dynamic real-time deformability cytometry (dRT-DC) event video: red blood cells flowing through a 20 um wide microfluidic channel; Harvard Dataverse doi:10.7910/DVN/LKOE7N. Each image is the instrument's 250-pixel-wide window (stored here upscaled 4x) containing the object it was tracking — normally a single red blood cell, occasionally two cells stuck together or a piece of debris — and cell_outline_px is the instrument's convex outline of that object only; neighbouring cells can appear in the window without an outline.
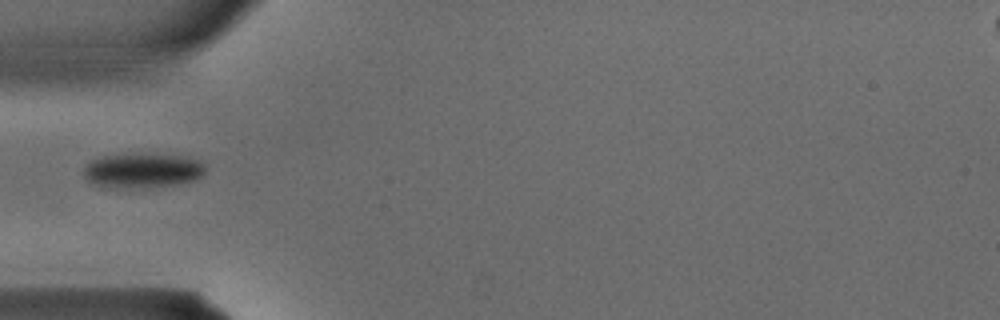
{"species": "common noctule bat (a hibernating species)", "species_latin": "Nyctalus noctula", "temperature_condition": "warm", "stored_images_in_passage": 25, "camera_frame_rate_fps": 3000, "um_per_image_px": 0.085, "animal": {"sex": "male", "body_mass_g": 15.6}, "frame": {"image": 1, "passage_image": 1, "time_ms": 0.0, "image_size_px": [1000, 320], "cell_outline_px": [[204, 172], [196, 180], [176, 184], [116, 188], [100, 188], [92, 184], [84, 176], [84, 168], [92, 160], [104, 156], [136, 152], [180, 156], [200, 160], [204, 164]], "centroid_in_image_um": [12.07, 14.47], "position_along_channel_um": 72.9, "area_um2": 24.74}}
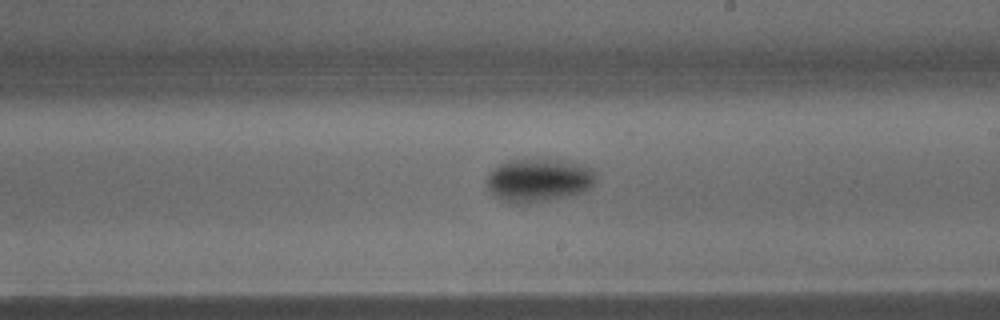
{"frame": {"image": 2, "passage_image": 10, "time_ms": 3.0, "image_size_px": [1000, 320], "cell_outline_px": [[596, 180], [584, 192], [568, 196], [548, 200], [524, 204], [508, 204], [492, 196], [488, 188], [488, 176], [500, 164], [512, 160], [556, 160], [580, 164], [592, 168], [596, 172]], "centroid_in_image_um": [45.79, 15.35], "position_along_channel_um": 243.2, "area_um2": 27.4}}
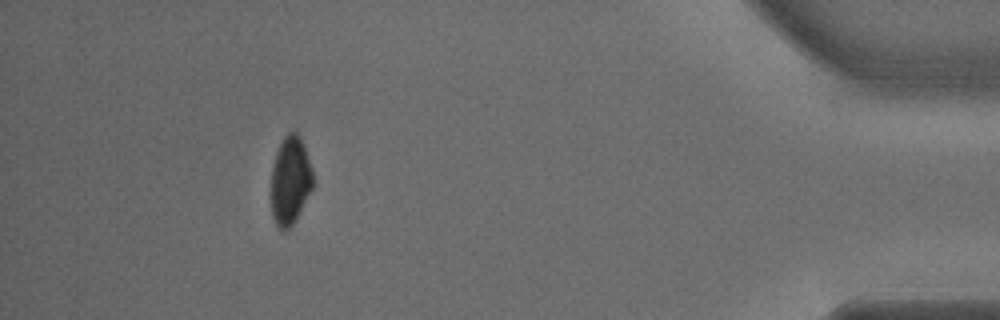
{"frame": {"image": 3, "passage_image": 22, "time_ms": 7.0, "image_size_px": [1000, 320], "cell_outline_px": [[312, 188], [296, 220], [284, 232], [276, 228], [272, 216], [272, 168], [276, 152], [284, 136], [288, 132], [296, 132], [300, 136], [304, 144], [312, 168]], "centroid_in_image_um": [24.67, 15.36], "position_along_channel_um": 410.5, "area_um2": 21.5}}